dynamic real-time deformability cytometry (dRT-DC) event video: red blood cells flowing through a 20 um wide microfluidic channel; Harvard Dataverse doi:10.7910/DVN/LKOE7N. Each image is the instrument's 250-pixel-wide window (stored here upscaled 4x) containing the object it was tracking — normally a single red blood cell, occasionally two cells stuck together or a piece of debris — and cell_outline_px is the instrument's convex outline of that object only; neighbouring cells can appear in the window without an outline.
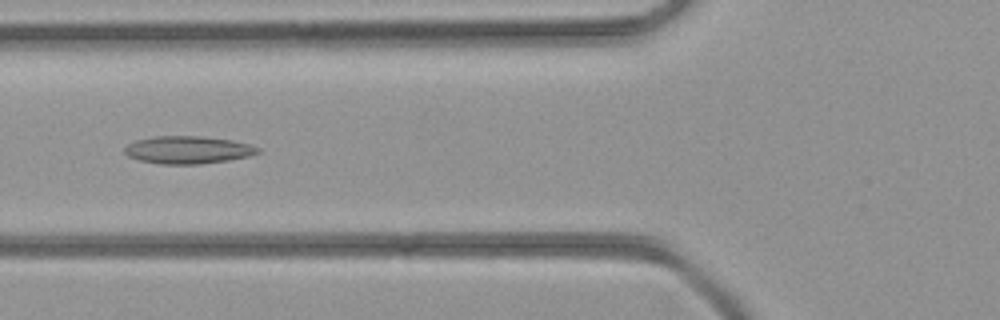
{"species": "common noctule bat (a hibernating species)", "species_latin": "Nyctalus noctula", "temperature_condition": "room temperature", "stored_images_in_passage": 43, "camera_frame_rate_fps": 3000, "um_per_image_px": 0.085, "animal": {"sex": "female", "body_mass_g": 21.9}, "frame": {"image": 1, "passage_image": 16, "time_ms": 5.0, "image_size_px": [1000, 320], "cell_outline_px": [[260, 152], [248, 156], [228, 160], [200, 164], [160, 164], [140, 160], [128, 156], [124, 152], [124, 148], [128, 144], [136, 140], [156, 136], [200, 136], [232, 140], [248, 144], [260, 148]], "centroid_in_image_um": [15.96, 12.74], "position_along_channel_um": 109.8, "area_um2": 21.33}}
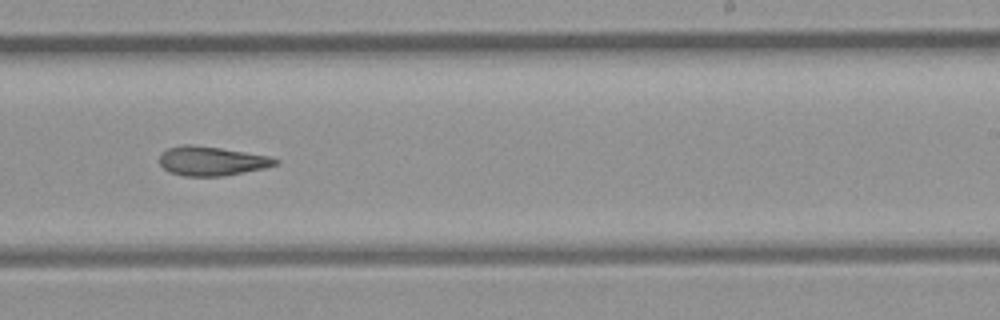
{"frame": {"image": 2, "passage_image": 26, "time_ms": 8.333, "image_size_px": [1000, 320], "cell_outline_px": [[280, 160], [276, 164], [264, 168], [224, 176], [184, 176], [168, 172], [160, 164], [160, 152], [168, 148], [184, 144], [192, 144], [220, 148], [272, 156]], "centroid_in_image_um": [17.98, 13.68], "position_along_channel_um": 271.0, "area_um2": 19.83}}
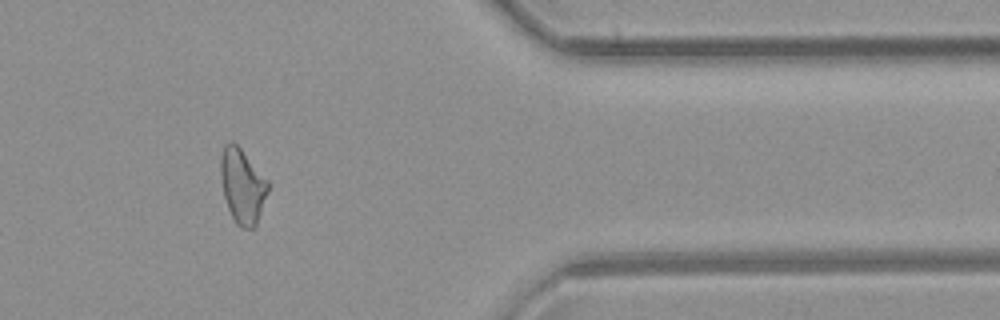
{"frame": {"image": 3, "passage_image": 35, "time_ms": 11.333, "image_size_px": [1000, 320], "cell_outline_px": [[268, 192], [256, 224], [252, 228], [240, 228], [236, 224], [228, 208], [224, 196], [220, 176], [220, 156], [224, 144], [228, 140], [232, 140], [240, 148], [268, 180]], "centroid_in_image_um": [20.58, 15.78], "position_along_channel_um": 390.8, "area_um2": 20.58}}